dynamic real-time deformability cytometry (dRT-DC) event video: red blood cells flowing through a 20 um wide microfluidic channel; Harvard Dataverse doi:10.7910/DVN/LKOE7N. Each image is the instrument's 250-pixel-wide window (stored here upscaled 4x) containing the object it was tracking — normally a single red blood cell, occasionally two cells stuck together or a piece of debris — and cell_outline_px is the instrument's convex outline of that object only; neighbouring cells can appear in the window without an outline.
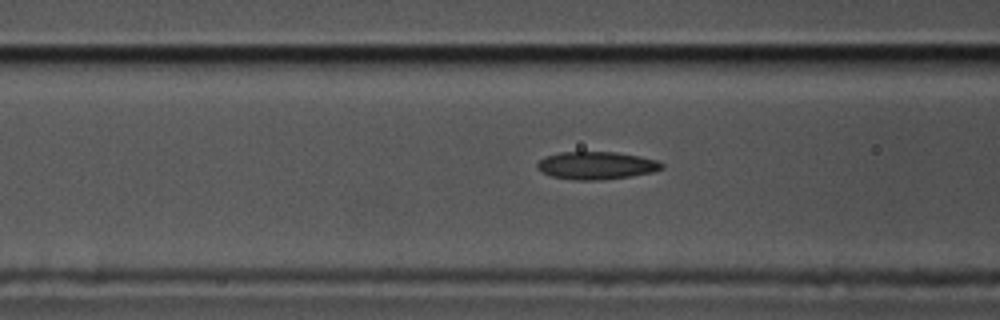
{"species": "common noctule bat (a hibernating species)", "species_latin": "Nyctalus noctula", "temperature_condition": "cold", "stored_images_in_passage": 43, "segment_of_instrument_passage": [1, 2], "camera_frame_rate_fps": 3000, "um_per_image_px": 0.085, "animal": {"sex": "male", "body_mass_g": 17.5, "forearm_length_mm": 52.3}, "frame": {"image": 1, "passage_image": 7, "time_ms": 2.0, "image_size_px": [1000, 320], "cell_outline_px": [[664, 168], [652, 172], [628, 176], [596, 180], [576, 180], [552, 176], [536, 168], [536, 164], [544, 156], [560, 152], [616, 152], [640, 156], [656, 160], [664, 164]], "centroid_in_image_um": [50.68, 14.05], "position_along_channel_um": 115.9, "area_um2": 19.94}}
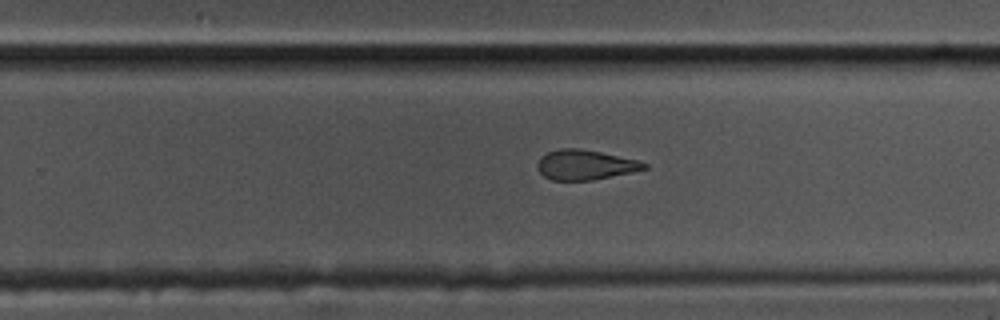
{"frame": {"image": 2, "passage_image": 21, "time_ms": 6.667, "image_size_px": [1000, 320], "cell_outline_px": [[648, 168], [632, 172], [592, 180], [552, 180], [544, 176], [536, 168], [536, 164], [540, 156], [548, 152], [560, 148], [580, 148], [600, 152], [636, 160], [648, 164]], "centroid_in_image_um": [49.69, 14.01], "position_along_channel_um": 280.1, "area_um2": 18.55}}
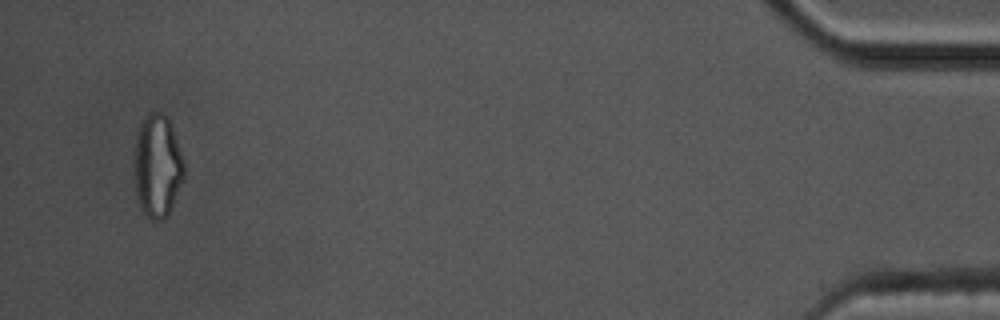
{"frame": {"image": 3, "passage_image": 40, "time_ms": 13.0, "image_size_px": [1000, 320], "cell_outline_px": [[184, 180], [172, 208], [168, 216], [164, 220], [152, 220], [144, 212], [136, 196], [132, 168], [136, 132], [140, 120], [148, 112], [164, 112], [168, 116], [184, 160]], "centroid_in_image_um": [13.36, 14.08], "position_along_channel_um": 421.8, "area_um2": 30.98}}